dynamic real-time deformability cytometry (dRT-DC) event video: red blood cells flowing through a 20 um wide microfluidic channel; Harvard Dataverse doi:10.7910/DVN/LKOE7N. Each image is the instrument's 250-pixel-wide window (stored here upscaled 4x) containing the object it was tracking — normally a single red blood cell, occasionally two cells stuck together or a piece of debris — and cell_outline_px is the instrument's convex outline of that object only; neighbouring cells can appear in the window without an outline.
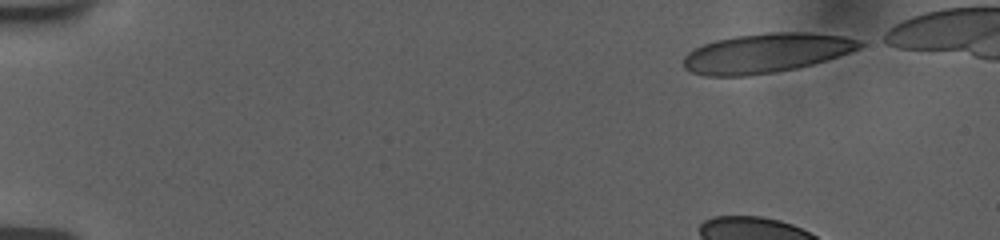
{"species": "human", "species_latin": "Homo sapiens", "temperature_condition": "room temperature", "stored_images_in_passage": 15, "camera_frame_rate_fps": 3000, "um_per_image_px": 0.085, "donor": {"sex": "female"}, "frame": {"image": 1, "passage_image": 1, "time_ms": 0.0, "image_size_px": [1000, 240], "cell_outline_px": [[868, 44], [860, 48], [812, 64], [796, 68], [776, 72], [748, 76], [708, 76], [692, 72], [684, 68], [684, 56], [692, 48], [716, 40], [736, 36], [768, 32], [808, 32], [844, 36], [860, 40]], "centroid_in_image_um": [65.12, 4.5], "position_along_channel_um": 19.9, "area_um2": 40.46}}